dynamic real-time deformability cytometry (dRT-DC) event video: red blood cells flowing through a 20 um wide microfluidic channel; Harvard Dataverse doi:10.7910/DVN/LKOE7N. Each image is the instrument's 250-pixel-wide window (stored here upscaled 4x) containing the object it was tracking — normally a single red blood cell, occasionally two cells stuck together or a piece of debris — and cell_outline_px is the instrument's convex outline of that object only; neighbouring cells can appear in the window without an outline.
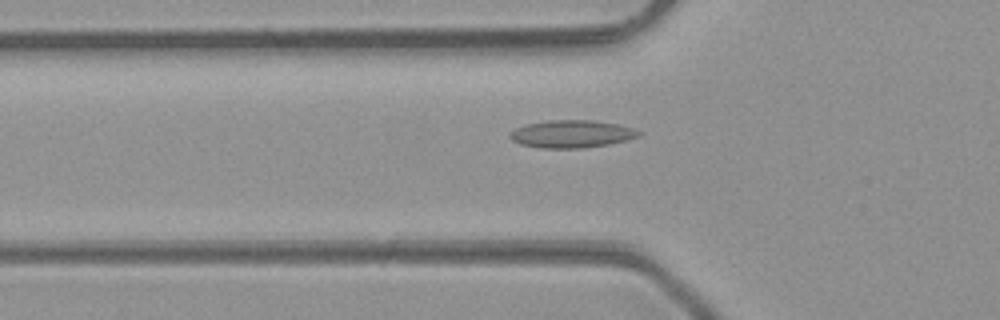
{"species": "common noctule bat (a hibernating species)", "species_latin": "Nyctalus noctula", "temperature_condition": "room temperature", "stored_images_in_passage": 36, "camera_frame_rate_fps": 3000, "um_per_image_px": 0.085, "animal": {"sex": "male", "body_mass_g": 23.1, "forearm_length_mm": 52.7}, "frame": {"image": 1, "passage_image": 4, "time_ms": 1.0, "image_size_px": [1000, 320], "cell_outline_px": [[640, 136], [608, 144], [584, 148], [540, 148], [520, 144], [512, 140], [508, 136], [516, 128], [528, 124], [548, 120], [592, 120], [616, 124], [632, 128], [640, 132]], "centroid_in_image_um": [48.56, 11.39], "position_along_channel_um": 77.2, "area_um2": 20.46}}
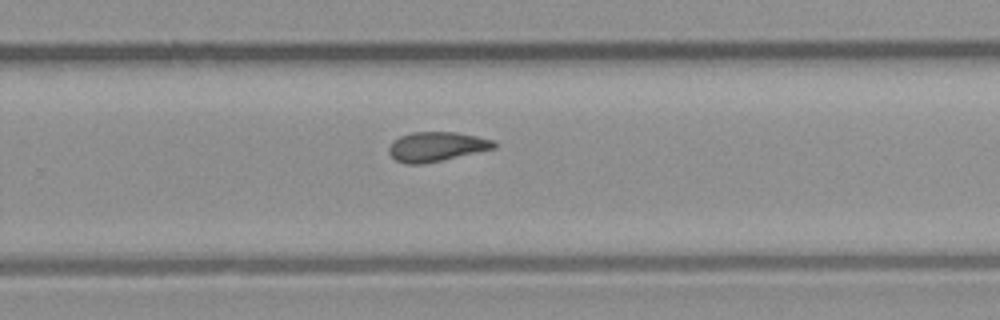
{"frame": {"image": 2, "passage_image": 19, "time_ms": 6.0, "image_size_px": [1000, 320], "cell_outline_px": [[496, 148], [440, 160], [420, 164], [404, 164], [396, 160], [388, 152], [388, 148], [400, 136], [412, 132], [456, 132], [496, 140]], "centroid_in_image_um": [37.12, 12.45], "position_along_channel_um": 292.7, "area_um2": 17.86}}
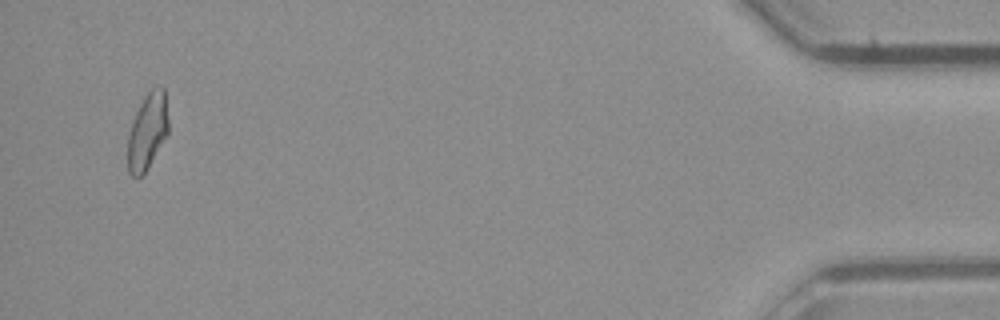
{"frame": {"image": 3, "passage_image": 34, "time_ms": 11.0, "image_size_px": [1000, 320], "cell_outline_px": [[168, 132], [148, 168], [136, 180], [128, 172], [128, 136], [136, 112], [144, 96], [152, 88], [164, 88], [168, 120]], "centroid_in_image_um": [12.52, 11.2], "position_along_channel_um": 422.7, "area_um2": 17.8}, "authors_computed_cell_mechanics": {"area_um2": 18.0914, "velocity_mm_per_s": 4.2962, "shape_relaxation_time_tau1_ms": null, "shape_relaxation_time_tau2_ms": 2.8849, "deformation_change_tau1": null, "deformation_change_tau2": 0.0868}}